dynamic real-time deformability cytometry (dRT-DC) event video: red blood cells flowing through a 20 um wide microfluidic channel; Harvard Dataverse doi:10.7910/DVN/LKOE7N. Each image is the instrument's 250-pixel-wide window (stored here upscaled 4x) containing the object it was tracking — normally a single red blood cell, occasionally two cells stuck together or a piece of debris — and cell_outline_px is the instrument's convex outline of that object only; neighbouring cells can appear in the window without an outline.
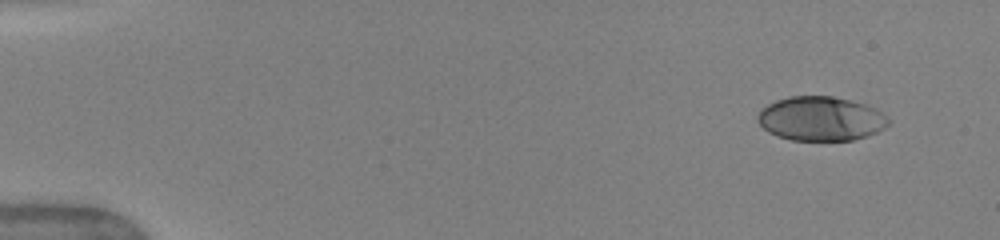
{"species": "human", "species_latin": "Homo sapiens", "temperature_condition": "warm", "stored_images_in_passage": 23, "camera_frame_rate_fps": 3000, "um_per_image_px": 0.085, "donor": {"sex": "female"}, "frame": {"image": 1, "passage_image": 1, "time_ms": 0.0, "image_size_px": [1000, 240], "cell_outline_px": [[892, 120], [884, 128], [868, 136], [852, 140], [792, 140], [776, 136], [768, 132], [756, 120], [756, 116], [760, 108], [776, 100], [792, 96], [832, 96], [864, 104], [888, 116]], "centroid_in_image_um": [69.74, 10.09], "position_along_channel_um": 15.3, "area_um2": 33.76}}
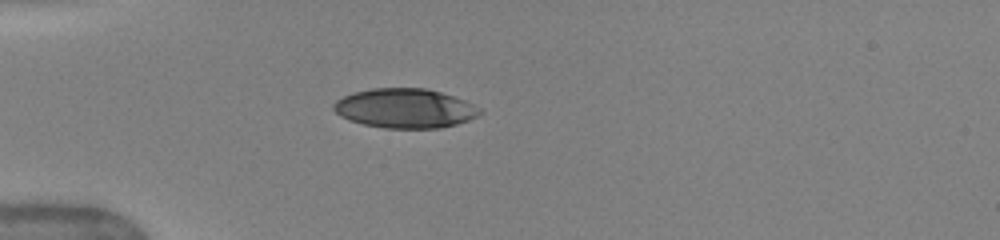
{"frame": {"image": 2, "passage_image": 7, "time_ms": 3.667, "image_size_px": [1000, 240], "cell_outline_px": [[484, 112], [468, 120], [456, 124], [440, 128], [384, 128], [364, 124], [348, 120], [340, 116], [332, 108], [332, 104], [336, 100], [352, 92], [372, 88], [424, 88], [440, 92], [464, 100], [480, 108]], "centroid_in_image_um": [34.39, 9.2], "position_along_channel_um": 50.6, "area_um2": 33.58}}
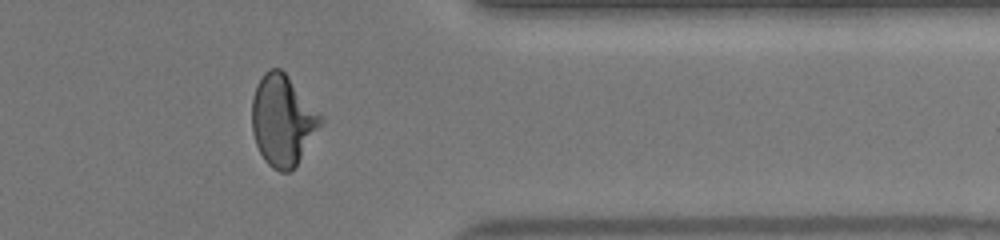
{"frame": {"image": 3, "passage_image": 21, "time_ms": 12.667, "image_size_px": [1000, 240], "cell_outline_px": [[324, 124], [296, 168], [288, 172], [280, 172], [272, 168], [264, 160], [256, 144], [252, 132], [252, 96], [256, 84], [264, 72], [268, 68], [280, 68], [288, 76], [324, 116]], "centroid_in_image_um": [24.07, 10.25], "position_along_channel_um": 387.3, "area_um2": 37.22}, "authors_computed_cell_mechanics": {"area_um2": 34.8534, "velocity_mm_per_s": 4.0385, "shape_relaxation_time_tau1_ms": 4.8408, "shape_relaxation_time_tau2_ms": 0.8182, "deformation_change_tau1": 0.2058, "deformation_change_tau2": 0.0562}}